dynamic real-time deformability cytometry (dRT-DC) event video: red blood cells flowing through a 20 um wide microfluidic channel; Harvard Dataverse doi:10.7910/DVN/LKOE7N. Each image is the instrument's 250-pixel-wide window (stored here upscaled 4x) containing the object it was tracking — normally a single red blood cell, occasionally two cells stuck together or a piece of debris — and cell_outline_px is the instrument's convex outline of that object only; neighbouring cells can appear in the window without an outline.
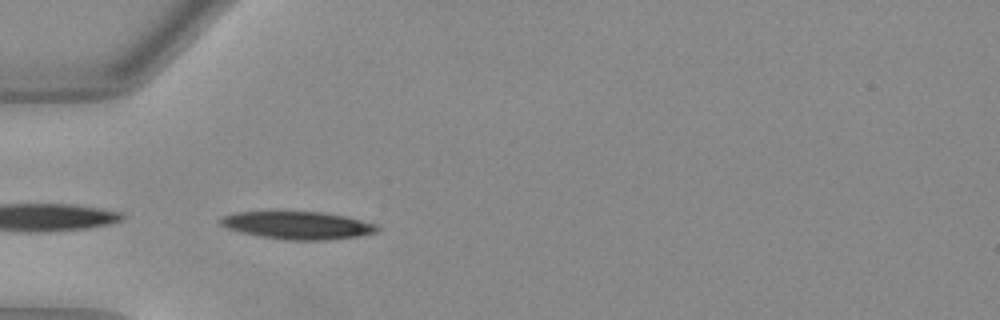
{"species": "Egyptian fruit bat (a non-hibernating species)", "species_latin": "Rousettus aegyptiacus", "temperature_condition": "warm", "stored_images_in_passage": 16, "camera_frame_rate_fps": 3000, "um_per_image_px": 0.085, "animal": {"sex": "female"}, "frame": {"image": 1, "passage_image": 1, "time_ms": 0.0, "image_size_px": [1000, 320], "cell_outline_px": [[380, 228], [376, 232], [360, 236], [328, 240], [288, 240], [260, 236], [240, 232], [228, 228], [220, 224], [220, 216], [236, 212], [324, 212], [344, 216], [376, 224]], "centroid_in_image_um": [25.3, 19.15], "position_along_channel_um": 59.7, "area_um2": 25.2}}